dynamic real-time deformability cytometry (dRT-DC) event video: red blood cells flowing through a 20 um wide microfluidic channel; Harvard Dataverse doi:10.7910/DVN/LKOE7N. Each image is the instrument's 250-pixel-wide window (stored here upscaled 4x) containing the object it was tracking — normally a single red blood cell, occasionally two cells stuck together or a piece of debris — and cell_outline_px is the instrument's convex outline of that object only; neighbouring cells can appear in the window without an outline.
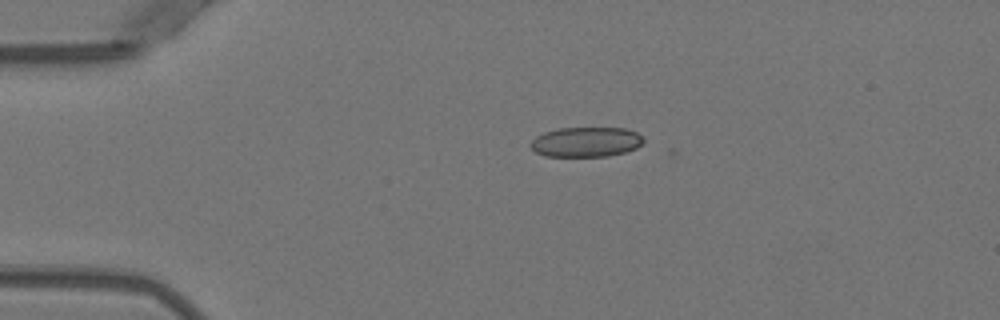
{"species": "Egyptian fruit bat (a non-hibernating species)", "species_latin": "Rousettus aegyptiacus", "temperature_condition": "warm", "stored_images_in_passage": 41, "camera_frame_rate_fps": 3000, "um_per_image_px": 0.085, "animal": {"sex": "female"}, "frame": {"image": 1, "passage_image": 1, "time_ms": 0.0, "image_size_px": [1000, 320], "cell_outline_px": [[644, 140], [636, 148], [624, 152], [608, 156], [544, 156], [536, 152], [528, 144], [536, 136], [544, 132], [560, 128], [624, 128], [636, 132], [644, 136]], "centroid_in_image_um": [49.8, 12.06], "position_along_channel_um": 35.2, "area_um2": 19.65}}
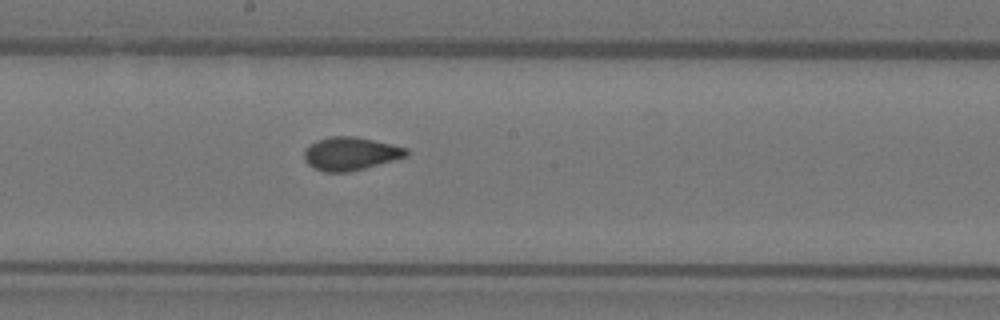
{"frame": {"image": 2, "passage_image": 18, "time_ms": 5.667, "image_size_px": [1000, 320], "cell_outline_px": [[408, 156], [364, 168], [348, 172], [324, 172], [312, 168], [304, 160], [304, 148], [308, 144], [316, 140], [328, 136], [356, 136], [392, 144], [408, 148]], "centroid_in_image_um": [29.75, 13.05], "position_along_channel_um": 218.5, "area_um2": 20.0}}
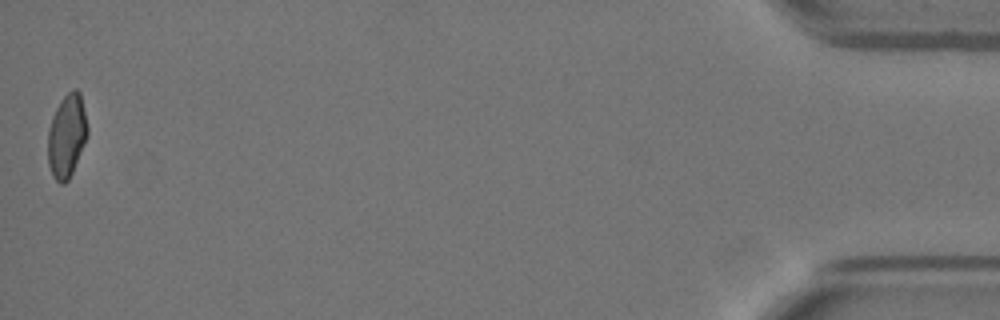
{"frame": {"image": 3, "passage_image": 41, "time_ms": 13.333, "image_size_px": [1000, 320], "cell_outline_px": [[88, 132], [84, 144], [72, 172], [68, 180], [64, 184], [60, 184], [52, 176], [48, 164], [48, 128], [52, 116], [60, 100], [72, 88], [76, 88], [80, 92], [88, 128]], "centroid_in_image_um": [5.66, 11.53], "position_along_channel_um": 429.5, "area_um2": 19.25}, "authors_computed_cell_mechanics": {"area_um2": 19.7676, "velocity_mm_per_s": 3.9606, "shape_relaxation_time_tau1_ms": null, "shape_relaxation_time_tau2_ms": 0.7858, "deformation_change_tau1": null, "deformation_change_tau2": 0.0517}}